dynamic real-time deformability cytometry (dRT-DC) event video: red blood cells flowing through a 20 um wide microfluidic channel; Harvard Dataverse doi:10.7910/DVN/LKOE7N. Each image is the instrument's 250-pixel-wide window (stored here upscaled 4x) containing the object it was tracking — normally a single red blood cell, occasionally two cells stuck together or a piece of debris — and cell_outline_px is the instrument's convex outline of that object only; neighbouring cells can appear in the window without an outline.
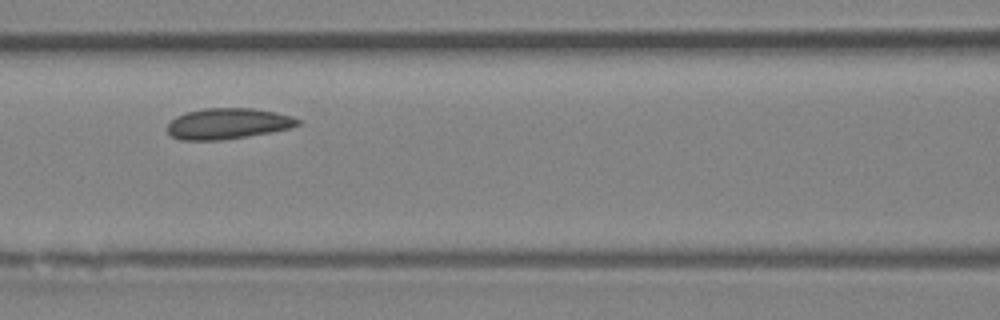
{"species": "Egyptian fruit bat (a non-hibernating species)", "species_latin": "Rousettus aegyptiacus", "temperature_condition": "room temperature", "stored_images_in_passage": 9, "camera_frame_rate_fps": 3000, "um_per_image_px": 0.085, "animal": {"sex": "female"}, "frame": {"image": 1, "passage_image": 6, "time_ms": 5.667, "image_size_px": [1000, 320], "cell_outline_px": [[304, 120], [300, 124], [292, 128], [224, 140], [180, 140], [172, 136], [168, 132], [168, 124], [176, 116], [188, 112], [204, 108], [252, 108], [276, 112], [292, 116]], "centroid_in_image_um": [19.41, 10.5], "position_along_channel_um": 147.2, "area_um2": 23.52}}
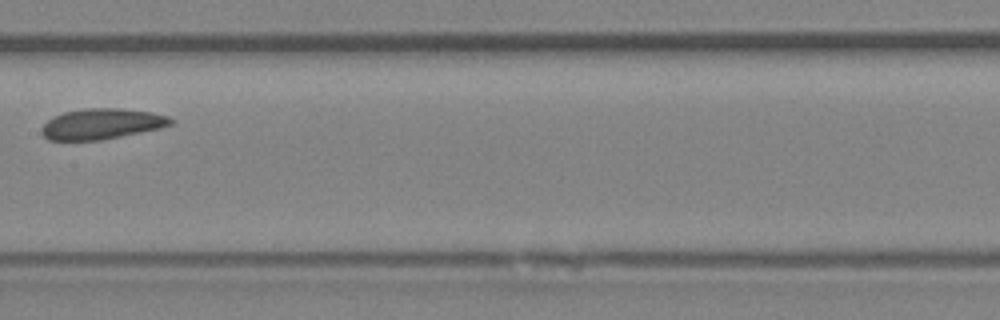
{"frame": {"image": 2, "passage_image": 7, "time_ms": 7.0, "image_size_px": [1000, 320], "cell_outline_px": [[176, 120], [172, 124], [160, 128], [100, 140], [48, 140], [40, 132], [40, 128], [52, 116], [64, 112], [88, 108], [120, 108], [152, 112], [168, 116]], "centroid_in_image_um": [8.64, 10.52], "position_along_channel_um": 198.8, "area_um2": 23.06}}